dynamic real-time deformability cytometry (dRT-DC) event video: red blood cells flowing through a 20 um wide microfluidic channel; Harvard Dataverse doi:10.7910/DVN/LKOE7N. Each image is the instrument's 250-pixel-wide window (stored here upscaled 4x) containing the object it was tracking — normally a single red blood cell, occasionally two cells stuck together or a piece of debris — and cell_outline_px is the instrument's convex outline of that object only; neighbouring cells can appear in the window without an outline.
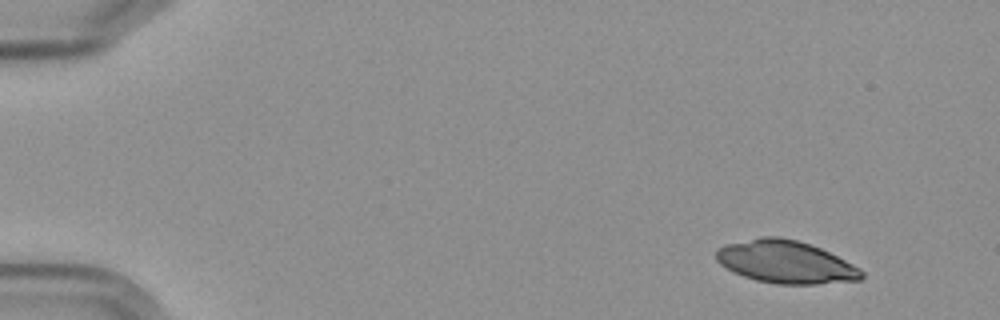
{"species": "Egyptian fruit bat (a non-hibernating species)", "species_latin": "Rousettus aegyptiacus", "temperature_condition": "cold", "stored_images_in_passage": 4, "camera_frame_rate_fps": 3000, "um_per_image_px": 0.085, "frame": {"image": 1, "passage_image": 1, "time_ms": 0.0, "image_size_px": [1000, 320], "cell_outline_px": [[864, 276], [860, 280], [816, 284], [776, 284], [756, 280], [732, 272], [720, 264], [716, 260], [716, 248], [724, 244], [760, 236], [776, 236], [796, 240], [820, 248], [860, 268], [864, 272]], "centroid_in_image_um": [66.74, 22.26], "position_along_channel_um": 18.3, "area_um2": 36.18}}